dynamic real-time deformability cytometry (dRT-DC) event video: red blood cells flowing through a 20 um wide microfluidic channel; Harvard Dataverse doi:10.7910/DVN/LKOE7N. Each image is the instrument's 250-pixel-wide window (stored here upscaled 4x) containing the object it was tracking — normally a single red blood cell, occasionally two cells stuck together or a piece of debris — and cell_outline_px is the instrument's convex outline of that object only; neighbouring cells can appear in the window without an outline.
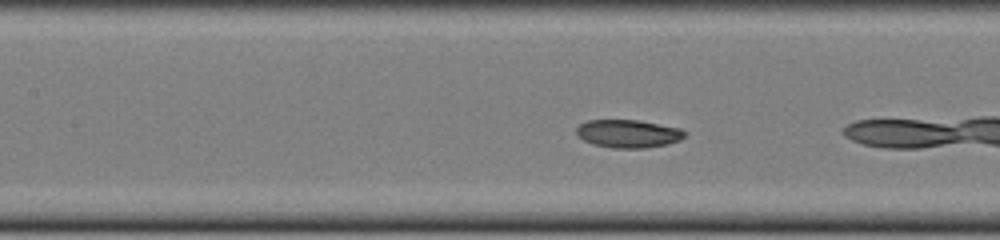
{"species": "common noctule bat (a hibernating species)", "species_latin": "Nyctalus noctula", "temperature_condition": "cold", "stored_images_in_passage": 15, "camera_frame_rate_fps": 3000, "um_per_image_px": 0.085, "animal": {"sex": "female", "body_mass_g": 22.0, "forearm_length_mm": 56.7}, "frame": {"image": 1, "passage_image": 13, "time_ms": 4.0, "image_size_px": [1000, 240], "cell_outline_px": [[684, 136], [680, 140], [668, 144], [644, 148], [612, 148], [592, 144], [584, 140], [576, 132], [576, 128], [580, 124], [588, 120], [640, 120], [680, 128], [684, 132]], "centroid_in_image_um": [53.39, 11.36], "position_along_channel_um": 154.0, "area_um2": 17.63}}